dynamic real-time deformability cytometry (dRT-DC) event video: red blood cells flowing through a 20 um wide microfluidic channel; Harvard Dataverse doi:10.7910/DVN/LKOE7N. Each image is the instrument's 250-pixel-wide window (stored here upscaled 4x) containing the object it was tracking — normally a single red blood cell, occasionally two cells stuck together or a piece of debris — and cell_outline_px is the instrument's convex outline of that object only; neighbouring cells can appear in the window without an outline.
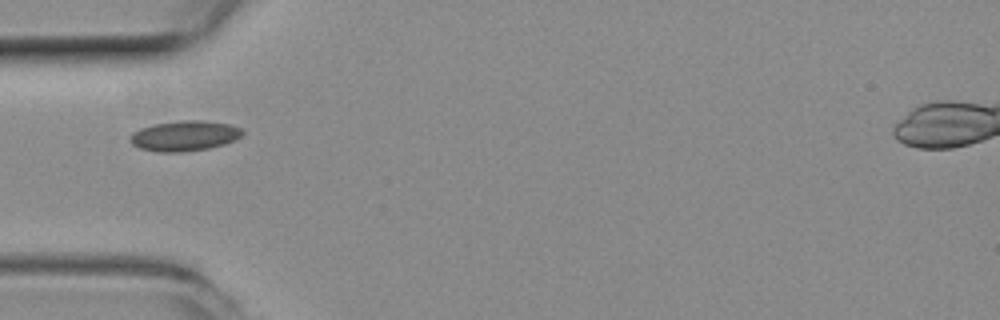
{"species": "common noctule bat (a hibernating species)", "species_latin": "Nyctalus noctula", "temperature_condition": "room temperature", "stored_images_in_passage": 33, "camera_frame_rate_fps": 3000, "um_per_image_px": 0.085, "animal": {"sex": "female", "body_mass_g": 19.3, "forearm_length_mm": 54.1}, "frame": {"image": 1, "passage_image": 1, "time_ms": 0.0, "image_size_px": [1000, 320], "cell_outline_px": [[244, 132], [240, 136], [224, 144], [208, 148], [180, 152], [156, 152], [140, 148], [132, 144], [128, 140], [132, 132], [140, 128], [156, 124], [180, 120], [200, 120], [228, 124], [240, 128]], "centroid_in_image_um": [15.62, 11.55], "position_along_channel_um": 69.4, "area_um2": 19.65}}
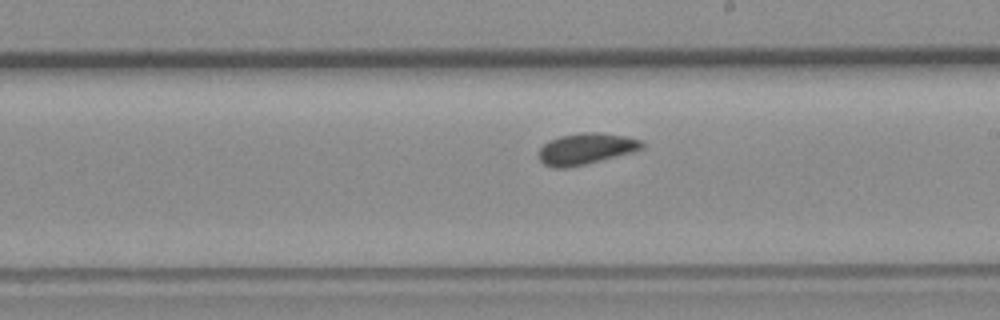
{"frame": {"image": 2, "passage_image": 14, "time_ms": 4.333, "image_size_px": [1000, 320], "cell_outline_px": [[644, 148], [632, 152], [568, 168], [552, 168], [544, 164], [540, 160], [540, 148], [548, 140], [560, 136], [580, 132], [596, 132], [624, 136], [640, 140], [644, 144]], "centroid_in_image_um": [49.78, 12.64], "position_along_channel_um": 239.2, "area_um2": 18.61}}
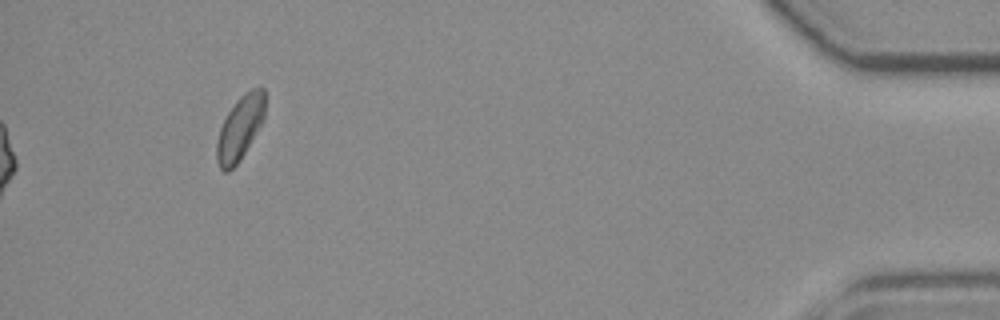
{"frame": {"image": 3, "passage_image": 33, "time_ms": 10.667, "image_size_px": [1000, 320], "cell_outline_px": [[264, 120], [240, 160], [228, 172], [224, 172], [220, 168], [216, 160], [216, 144], [220, 128], [228, 112], [240, 96], [252, 88], [264, 88]], "centroid_in_image_um": [20.39, 10.9], "position_along_channel_um": 414.8, "area_um2": 17.8}, "authors_computed_cell_mechanics": {"area_um2": 18.3804, "velocity_mm_per_s": 3.9261, "shape_relaxation_time_tau1_ms": null, "shape_relaxation_time_tau2_ms": 1.4631, "deformation_change_tau1": null, "deformation_change_tau2": 0.0452}}